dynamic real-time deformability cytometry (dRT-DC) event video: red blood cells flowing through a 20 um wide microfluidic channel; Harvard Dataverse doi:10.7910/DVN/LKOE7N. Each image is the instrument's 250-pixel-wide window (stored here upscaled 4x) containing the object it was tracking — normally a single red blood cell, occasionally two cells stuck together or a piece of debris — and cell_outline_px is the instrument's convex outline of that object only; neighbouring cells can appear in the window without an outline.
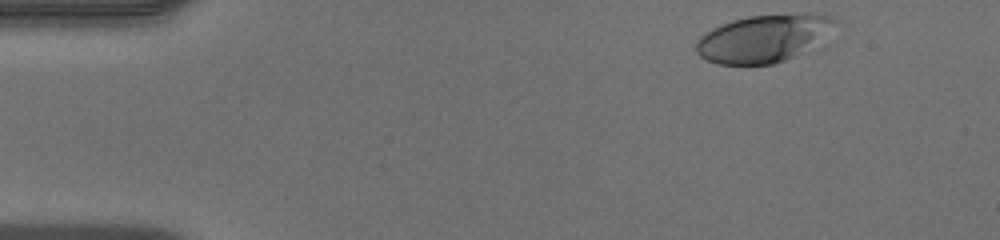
{"species": "human", "species_latin": "Homo sapiens", "temperature_condition": "warm", "stored_images_in_passage": 39, "camera_frame_rate_fps": 3000, "um_per_image_px": 0.085, "donor": {"sex": "male"}, "frame": {"image": 1, "passage_image": 1, "time_ms": 0.0, "image_size_px": [1000, 240], "cell_outline_px": [[840, 20], [796, 56], [772, 64], [716, 64], [700, 56], [696, 52], [696, 40], [700, 36], [712, 28], [732, 20], [748, 16], [804, 12], [808, 12], [828, 16]], "centroid_in_image_um": [64.82, 3.24], "position_along_channel_um": 20.2, "area_um2": 37.86}}
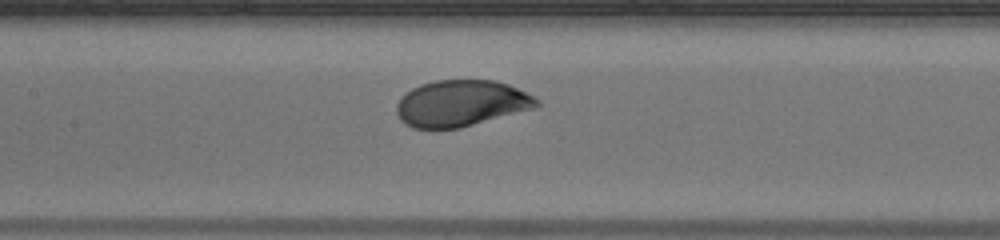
{"frame": {"image": 2, "passage_image": 19, "time_ms": 6.0, "image_size_px": [1000, 240], "cell_outline_px": [[540, 104], [536, 108], [460, 128], [412, 128], [404, 124], [400, 120], [396, 112], [396, 104], [412, 88], [420, 84], [436, 80], [496, 80], [508, 84], [540, 100]], "centroid_in_image_um": [39.2, 8.79], "position_along_channel_um": 168.2, "area_um2": 37.8}}
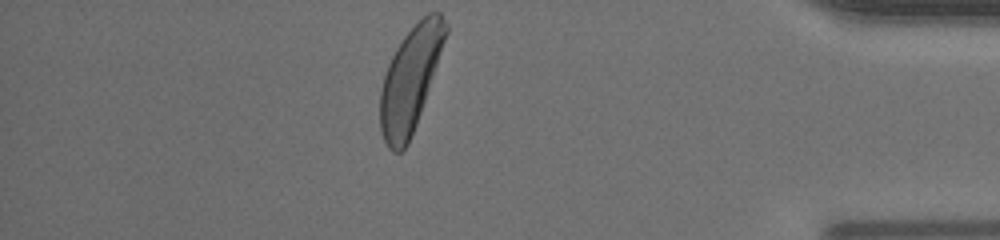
{"frame": {"image": 3, "passage_image": 39, "time_ms": 12.667, "image_size_px": [1000, 240], "cell_outline_px": [[448, 32], [416, 124], [408, 144], [400, 152], [392, 152], [388, 148], [380, 132], [380, 88], [388, 64], [396, 48], [404, 36], [428, 12], [440, 12], [448, 24]], "centroid_in_image_um": [34.86, 6.75], "position_along_channel_um": 400.3, "area_um2": 39.25}, "authors_computed_cell_mechanics": {"area_um2": 38.726, "velocity_mm_per_s": 4.0631, "shape_relaxation_time_tau1_ms": 2.4064, "shape_relaxation_time_tau2_ms": null, "deformation_change_tau1": 0.1822, "deformation_change_tau2": null}}